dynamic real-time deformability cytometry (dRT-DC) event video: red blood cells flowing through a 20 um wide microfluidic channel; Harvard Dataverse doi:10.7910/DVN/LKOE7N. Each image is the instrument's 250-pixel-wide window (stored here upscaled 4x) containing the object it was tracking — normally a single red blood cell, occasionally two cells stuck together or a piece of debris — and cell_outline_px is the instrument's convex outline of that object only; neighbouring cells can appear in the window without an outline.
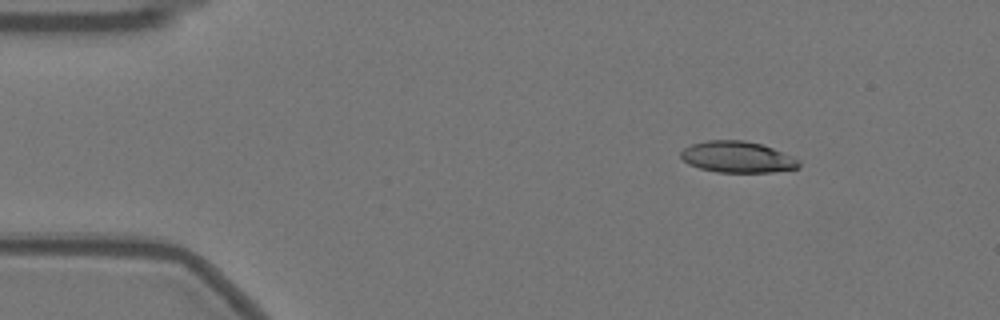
{"species": "Egyptian fruit bat (a non-hibernating species)", "species_latin": "Rousettus aegyptiacus", "temperature_condition": "warm", "stored_images_in_passage": 2, "camera_frame_rate_fps": 3000, "um_per_image_px": 0.085, "animal": {"sex": "female"}, "frame": {"image": 1, "passage_image": 1, "time_ms": 0.0, "image_size_px": [1000, 320], "cell_outline_px": [[800, 168], [772, 172], [716, 172], [700, 168], [688, 164], [680, 156], [680, 152], [684, 148], [692, 144], [708, 140], [744, 140], [760, 144], [796, 156], [800, 160]], "centroid_in_image_um": [62.72, 13.35], "position_along_channel_um": 22.3, "area_um2": 21.68}}